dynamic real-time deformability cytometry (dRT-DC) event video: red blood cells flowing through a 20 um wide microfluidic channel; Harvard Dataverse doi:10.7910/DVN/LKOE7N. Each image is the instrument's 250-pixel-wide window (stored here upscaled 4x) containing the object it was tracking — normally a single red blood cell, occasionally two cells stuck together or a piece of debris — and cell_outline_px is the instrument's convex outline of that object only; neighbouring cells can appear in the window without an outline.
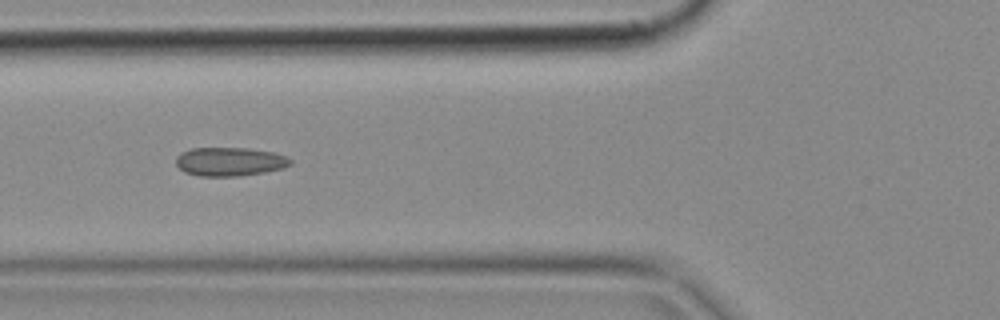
{"species": "common noctule bat (a hibernating species)", "species_latin": "Nyctalus noctula", "temperature_condition": "cold", "stored_images_in_passage": 7, "camera_frame_rate_fps": 3000, "um_per_image_px": 0.085, "animal": {"sex": "female", "body_mass_g": 18.4}, "frame": {"image": 1, "passage_image": 4, "time_ms": 1.0, "image_size_px": [1000, 320], "cell_outline_px": [[292, 164], [284, 168], [264, 172], [240, 176], [200, 176], [184, 172], [176, 164], [176, 156], [192, 148], [248, 148], [272, 152], [288, 156], [292, 160]], "centroid_in_image_um": [19.56, 13.74], "position_along_channel_um": 106.2, "area_um2": 19.19}}
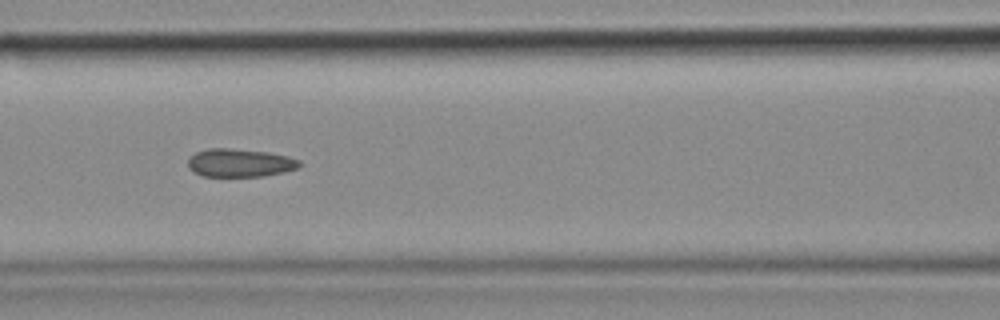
{"frame": {"image": 2, "passage_image": 5, "time_ms": 1.333, "image_size_px": [1000, 320], "cell_outline_px": [[300, 164], [296, 168], [284, 172], [260, 176], [204, 176], [192, 172], [188, 168], [188, 160], [196, 152], [208, 148], [228, 148], [268, 152], [288, 156], [300, 160]], "centroid_in_image_um": [20.36, 13.84], "position_along_channel_um": 146.2, "area_um2": 18.21}}